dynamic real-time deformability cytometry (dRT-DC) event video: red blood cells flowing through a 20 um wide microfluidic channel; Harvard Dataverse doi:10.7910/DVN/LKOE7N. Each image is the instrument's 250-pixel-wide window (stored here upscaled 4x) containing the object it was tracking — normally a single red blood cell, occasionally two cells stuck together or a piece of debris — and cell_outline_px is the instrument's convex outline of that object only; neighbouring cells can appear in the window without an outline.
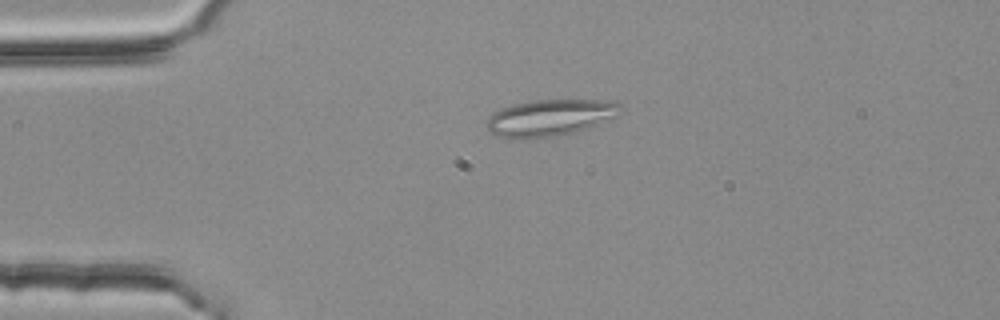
{"species": "common noctule bat (a hibernating species)", "species_latin": "Nyctalus noctula", "temperature_condition": "room temperature", "stored_images_in_passage": 3, "camera_frame_rate_fps": 3000, "um_per_image_px": 0.085, "animal": {"sex": "female", "body_mass_g": 25.1}, "frame": {"image": 1, "passage_image": 3, "time_ms": 0.667, "image_size_px": [1000, 320], "cell_outline_px": [[624, 112], [620, 116], [612, 120], [564, 136], [528, 140], [512, 140], [500, 136], [484, 128], [488, 116], [500, 108], [512, 104], [532, 100], [608, 100], [620, 104], [624, 108]], "centroid_in_image_um": [46.79, 10.03], "position_along_channel_um": 38.2, "area_um2": 29.82}}